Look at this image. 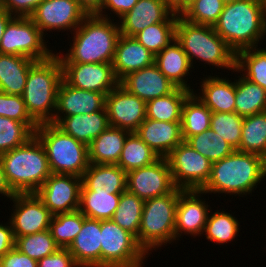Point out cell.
Wrapping results in <instances>:
<instances>
[{
	"label": "cell",
	"mask_w": 266,
	"mask_h": 267,
	"mask_svg": "<svg viewBox=\"0 0 266 267\" xmlns=\"http://www.w3.org/2000/svg\"><path fill=\"white\" fill-rule=\"evenodd\" d=\"M266 177V159L254 153L234 150L229 156L213 162L211 174L201 189L206 194L238 197L251 194Z\"/></svg>",
	"instance_id": "6da1fadb"
},
{
	"label": "cell",
	"mask_w": 266,
	"mask_h": 267,
	"mask_svg": "<svg viewBox=\"0 0 266 267\" xmlns=\"http://www.w3.org/2000/svg\"><path fill=\"white\" fill-rule=\"evenodd\" d=\"M115 19L87 15L72 32L68 53H56L61 63H113L121 35Z\"/></svg>",
	"instance_id": "7a4b0ae2"
},
{
	"label": "cell",
	"mask_w": 266,
	"mask_h": 267,
	"mask_svg": "<svg viewBox=\"0 0 266 267\" xmlns=\"http://www.w3.org/2000/svg\"><path fill=\"white\" fill-rule=\"evenodd\" d=\"M213 28L235 53L258 47L266 39V14L261 0L226 3Z\"/></svg>",
	"instance_id": "3957f363"
},
{
	"label": "cell",
	"mask_w": 266,
	"mask_h": 267,
	"mask_svg": "<svg viewBox=\"0 0 266 267\" xmlns=\"http://www.w3.org/2000/svg\"><path fill=\"white\" fill-rule=\"evenodd\" d=\"M0 159L15 194L36 193L51 175L46 150L36 135L25 144L2 153Z\"/></svg>",
	"instance_id": "277c9868"
},
{
	"label": "cell",
	"mask_w": 266,
	"mask_h": 267,
	"mask_svg": "<svg viewBox=\"0 0 266 267\" xmlns=\"http://www.w3.org/2000/svg\"><path fill=\"white\" fill-rule=\"evenodd\" d=\"M62 79L63 68L57 54L36 61L30 67L22 97L30 116L38 124L53 121Z\"/></svg>",
	"instance_id": "5b68a950"
},
{
	"label": "cell",
	"mask_w": 266,
	"mask_h": 267,
	"mask_svg": "<svg viewBox=\"0 0 266 267\" xmlns=\"http://www.w3.org/2000/svg\"><path fill=\"white\" fill-rule=\"evenodd\" d=\"M175 39L186 53L192 68L196 63L194 60H199L217 69L235 70L236 53L216 33L213 26L189 23L178 16Z\"/></svg>",
	"instance_id": "8992f818"
},
{
	"label": "cell",
	"mask_w": 266,
	"mask_h": 267,
	"mask_svg": "<svg viewBox=\"0 0 266 267\" xmlns=\"http://www.w3.org/2000/svg\"><path fill=\"white\" fill-rule=\"evenodd\" d=\"M181 191L176 187L166 195L145 200L136 240L147 256L160 246L175 242L176 208Z\"/></svg>",
	"instance_id": "52a82bcc"
},
{
	"label": "cell",
	"mask_w": 266,
	"mask_h": 267,
	"mask_svg": "<svg viewBox=\"0 0 266 267\" xmlns=\"http://www.w3.org/2000/svg\"><path fill=\"white\" fill-rule=\"evenodd\" d=\"M35 135L43 144L51 174L82 177L90 165L88 146L53 123L39 124Z\"/></svg>",
	"instance_id": "ba28073f"
},
{
	"label": "cell",
	"mask_w": 266,
	"mask_h": 267,
	"mask_svg": "<svg viewBox=\"0 0 266 267\" xmlns=\"http://www.w3.org/2000/svg\"><path fill=\"white\" fill-rule=\"evenodd\" d=\"M146 255L133 234L112 220H101V267H143Z\"/></svg>",
	"instance_id": "9c48e42d"
},
{
	"label": "cell",
	"mask_w": 266,
	"mask_h": 267,
	"mask_svg": "<svg viewBox=\"0 0 266 267\" xmlns=\"http://www.w3.org/2000/svg\"><path fill=\"white\" fill-rule=\"evenodd\" d=\"M46 35L30 17L14 16L3 32L0 54L24 56L35 61L48 59L55 52L48 48V41L44 40Z\"/></svg>",
	"instance_id": "30bf717a"
},
{
	"label": "cell",
	"mask_w": 266,
	"mask_h": 267,
	"mask_svg": "<svg viewBox=\"0 0 266 267\" xmlns=\"http://www.w3.org/2000/svg\"><path fill=\"white\" fill-rule=\"evenodd\" d=\"M174 185L182 190H201L207 183L212 162L190 147L180 143L166 157Z\"/></svg>",
	"instance_id": "8fae6325"
},
{
	"label": "cell",
	"mask_w": 266,
	"mask_h": 267,
	"mask_svg": "<svg viewBox=\"0 0 266 267\" xmlns=\"http://www.w3.org/2000/svg\"><path fill=\"white\" fill-rule=\"evenodd\" d=\"M175 188L165 157H160L148 166L127 172L126 190L144 201L166 195Z\"/></svg>",
	"instance_id": "7c38bea8"
},
{
	"label": "cell",
	"mask_w": 266,
	"mask_h": 267,
	"mask_svg": "<svg viewBox=\"0 0 266 267\" xmlns=\"http://www.w3.org/2000/svg\"><path fill=\"white\" fill-rule=\"evenodd\" d=\"M10 201L14 203L9 221L15 239L49 230L53 215L36 193L15 194Z\"/></svg>",
	"instance_id": "4fadbf2b"
},
{
	"label": "cell",
	"mask_w": 266,
	"mask_h": 267,
	"mask_svg": "<svg viewBox=\"0 0 266 267\" xmlns=\"http://www.w3.org/2000/svg\"><path fill=\"white\" fill-rule=\"evenodd\" d=\"M86 16L77 0H43L30 18L45 34L58 30L72 33Z\"/></svg>",
	"instance_id": "5bb4252c"
},
{
	"label": "cell",
	"mask_w": 266,
	"mask_h": 267,
	"mask_svg": "<svg viewBox=\"0 0 266 267\" xmlns=\"http://www.w3.org/2000/svg\"><path fill=\"white\" fill-rule=\"evenodd\" d=\"M82 177L51 174L36 192L54 216L79 210Z\"/></svg>",
	"instance_id": "9a60e30c"
},
{
	"label": "cell",
	"mask_w": 266,
	"mask_h": 267,
	"mask_svg": "<svg viewBox=\"0 0 266 267\" xmlns=\"http://www.w3.org/2000/svg\"><path fill=\"white\" fill-rule=\"evenodd\" d=\"M105 107L110 126L130 133L136 132L146 119V102L120 84L105 96Z\"/></svg>",
	"instance_id": "2e32d148"
},
{
	"label": "cell",
	"mask_w": 266,
	"mask_h": 267,
	"mask_svg": "<svg viewBox=\"0 0 266 267\" xmlns=\"http://www.w3.org/2000/svg\"><path fill=\"white\" fill-rule=\"evenodd\" d=\"M61 64L63 79L75 88L101 92L106 96L119 84L112 63Z\"/></svg>",
	"instance_id": "e0dca14e"
},
{
	"label": "cell",
	"mask_w": 266,
	"mask_h": 267,
	"mask_svg": "<svg viewBox=\"0 0 266 267\" xmlns=\"http://www.w3.org/2000/svg\"><path fill=\"white\" fill-rule=\"evenodd\" d=\"M201 190H182L179 193L176 208L175 241L186 234L187 236H201L211 208L201 197ZM206 202V203H205Z\"/></svg>",
	"instance_id": "ac0fdd59"
},
{
	"label": "cell",
	"mask_w": 266,
	"mask_h": 267,
	"mask_svg": "<svg viewBox=\"0 0 266 267\" xmlns=\"http://www.w3.org/2000/svg\"><path fill=\"white\" fill-rule=\"evenodd\" d=\"M178 16L163 0H138L130 11L119 18V30L121 35L134 37L150 25L177 22Z\"/></svg>",
	"instance_id": "d6986e66"
},
{
	"label": "cell",
	"mask_w": 266,
	"mask_h": 267,
	"mask_svg": "<svg viewBox=\"0 0 266 267\" xmlns=\"http://www.w3.org/2000/svg\"><path fill=\"white\" fill-rule=\"evenodd\" d=\"M104 107L103 93L75 88L62 79L57 91L55 115L51 123L55 124L62 117L100 111Z\"/></svg>",
	"instance_id": "ffe728a7"
},
{
	"label": "cell",
	"mask_w": 266,
	"mask_h": 267,
	"mask_svg": "<svg viewBox=\"0 0 266 267\" xmlns=\"http://www.w3.org/2000/svg\"><path fill=\"white\" fill-rule=\"evenodd\" d=\"M119 84L146 103L167 95L176 88L155 63L127 74Z\"/></svg>",
	"instance_id": "44dd1931"
},
{
	"label": "cell",
	"mask_w": 266,
	"mask_h": 267,
	"mask_svg": "<svg viewBox=\"0 0 266 267\" xmlns=\"http://www.w3.org/2000/svg\"><path fill=\"white\" fill-rule=\"evenodd\" d=\"M159 157H166L184 140L181 122L145 119L135 132Z\"/></svg>",
	"instance_id": "7402d4cb"
},
{
	"label": "cell",
	"mask_w": 266,
	"mask_h": 267,
	"mask_svg": "<svg viewBox=\"0 0 266 267\" xmlns=\"http://www.w3.org/2000/svg\"><path fill=\"white\" fill-rule=\"evenodd\" d=\"M67 249L79 267H101V220L84 215L82 229Z\"/></svg>",
	"instance_id": "603a6c76"
},
{
	"label": "cell",
	"mask_w": 266,
	"mask_h": 267,
	"mask_svg": "<svg viewBox=\"0 0 266 267\" xmlns=\"http://www.w3.org/2000/svg\"><path fill=\"white\" fill-rule=\"evenodd\" d=\"M154 63L155 55L134 37L119 36L112 63L115 76L119 81L127 74L151 66Z\"/></svg>",
	"instance_id": "cb8c5ba5"
},
{
	"label": "cell",
	"mask_w": 266,
	"mask_h": 267,
	"mask_svg": "<svg viewBox=\"0 0 266 267\" xmlns=\"http://www.w3.org/2000/svg\"><path fill=\"white\" fill-rule=\"evenodd\" d=\"M200 92L195 95L212 111V113L235 112L236 85L234 81L218 75L207 76L201 79ZM198 93V94H197Z\"/></svg>",
	"instance_id": "d4e9b609"
},
{
	"label": "cell",
	"mask_w": 266,
	"mask_h": 267,
	"mask_svg": "<svg viewBox=\"0 0 266 267\" xmlns=\"http://www.w3.org/2000/svg\"><path fill=\"white\" fill-rule=\"evenodd\" d=\"M127 173L117 164H91L82 176L81 191L122 194Z\"/></svg>",
	"instance_id": "484cf974"
},
{
	"label": "cell",
	"mask_w": 266,
	"mask_h": 267,
	"mask_svg": "<svg viewBox=\"0 0 266 267\" xmlns=\"http://www.w3.org/2000/svg\"><path fill=\"white\" fill-rule=\"evenodd\" d=\"M55 125L87 146L110 126L106 107L90 114L62 117Z\"/></svg>",
	"instance_id": "4316f807"
},
{
	"label": "cell",
	"mask_w": 266,
	"mask_h": 267,
	"mask_svg": "<svg viewBox=\"0 0 266 267\" xmlns=\"http://www.w3.org/2000/svg\"><path fill=\"white\" fill-rule=\"evenodd\" d=\"M155 64L174 86L194 92L186 77L194 70H191L188 57L176 39L155 56Z\"/></svg>",
	"instance_id": "83f0119b"
},
{
	"label": "cell",
	"mask_w": 266,
	"mask_h": 267,
	"mask_svg": "<svg viewBox=\"0 0 266 267\" xmlns=\"http://www.w3.org/2000/svg\"><path fill=\"white\" fill-rule=\"evenodd\" d=\"M130 132L109 126L88 145L91 164H118L127 135Z\"/></svg>",
	"instance_id": "f1b7e54d"
},
{
	"label": "cell",
	"mask_w": 266,
	"mask_h": 267,
	"mask_svg": "<svg viewBox=\"0 0 266 267\" xmlns=\"http://www.w3.org/2000/svg\"><path fill=\"white\" fill-rule=\"evenodd\" d=\"M35 62L24 56L0 54V91L22 96L28 72Z\"/></svg>",
	"instance_id": "f546056e"
},
{
	"label": "cell",
	"mask_w": 266,
	"mask_h": 267,
	"mask_svg": "<svg viewBox=\"0 0 266 267\" xmlns=\"http://www.w3.org/2000/svg\"><path fill=\"white\" fill-rule=\"evenodd\" d=\"M191 93L176 87L171 93L148 101L146 118L162 122H181L183 104Z\"/></svg>",
	"instance_id": "4dcf8cb0"
},
{
	"label": "cell",
	"mask_w": 266,
	"mask_h": 267,
	"mask_svg": "<svg viewBox=\"0 0 266 267\" xmlns=\"http://www.w3.org/2000/svg\"><path fill=\"white\" fill-rule=\"evenodd\" d=\"M212 111L192 92L185 100L182 108V138L202 133L210 128Z\"/></svg>",
	"instance_id": "1f68e13d"
},
{
	"label": "cell",
	"mask_w": 266,
	"mask_h": 267,
	"mask_svg": "<svg viewBox=\"0 0 266 267\" xmlns=\"http://www.w3.org/2000/svg\"><path fill=\"white\" fill-rule=\"evenodd\" d=\"M240 76L235 80V112L246 117L266 111V90L244 78L241 73Z\"/></svg>",
	"instance_id": "d6a6232c"
},
{
	"label": "cell",
	"mask_w": 266,
	"mask_h": 267,
	"mask_svg": "<svg viewBox=\"0 0 266 267\" xmlns=\"http://www.w3.org/2000/svg\"><path fill=\"white\" fill-rule=\"evenodd\" d=\"M237 150L254 153L266 159V111L244 117Z\"/></svg>",
	"instance_id": "836d02e7"
},
{
	"label": "cell",
	"mask_w": 266,
	"mask_h": 267,
	"mask_svg": "<svg viewBox=\"0 0 266 267\" xmlns=\"http://www.w3.org/2000/svg\"><path fill=\"white\" fill-rule=\"evenodd\" d=\"M248 48L236 53L235 70L266 90V47Z\"/></svg>",
	"instance_id": "e575fe53"
},
{
	"label": "cell",
	"mask_w": 266,
	"mask_h": 267,
	"mask_svg": "<svg viewBox=\"0 0 266 267\" xmlns=\"http://www.w3.org/2000/svg\"><path fill=\"white\" fill-rule=\"evenodd\" d=\"M159 158L135 132H131L126 137L117 165L127 173L131 170L148 166Z\"/></svg>",
	"instance_id": "d590c367"
},
{
	"label": "cell",
	"mask_w": 266,
	"mask_h": 267,
	"mask_svg": "<svg viewBox=\"0 0 266 267\" xmlns=\"http://www.w3.org/2000/svg\"><path fill=\"white\" fill-rule=\"evenodd\" d=\"M121 194L80 191L79 211L96 220H111L119 205Z\"/></svg>",
	"instance_id": "8d00e7d4"
},
{
	"label": "cell",
	"mask_w": 266,
	"mask_h": 267,
	"mask_svg": "<svg viewBox=\"0 0 266 267\" xmlns=\"http://www.w3.org/2000/svg\"><path fill=\"white\" fill-rule=\"evenodd\" d=\"M217 210L209 212L203 236L206 239L219 245H224L235 240L239 234L240 222L232 214ZM211 213V214H210Z\"/></svg>",
	"instance_id": "74e56055"
},
{
	"label": "cell",
	"mask_w": 266,
	"mask_h": 267,
	"mask_svg": "<svg viewBox=\"0 0 266 267\" xmlns=\"http://www.w3.org/2000/svg\"><path fill=\"white\" fill-rule=\"evenodd\" d=\"M144 202L145 201L137 195L127 190L124 191L120 195L119 205L111 220L137 237L140 229Z\"/></svg>",
	"instance_id": "f35d334b"
},
{
	"label": "cell",
	"mask_w": 266,
	"mask_h": 267,
	"mask_svg": "<svg viewBox=\"0 0 266 267\" xmlns=\"http://www.w3.org/2000/svg\"><path fill=\"white\" fill-rule=\"evenodd\" d=\"M84 214L79 210L52 216L50 232L59 248H68L82 229Z\"/></svg>",
	"instance_id": "ab89813d"
},
{
	"label": "cell",
	"mask_w": 266,
	"mask_h": 267,
	"mask_svg": "<svg viewBox=\"0 0 266 267\" xmlns=\"http://www.w3.org/2000/svg\"><path fill=\"white\" fill-rule=\"evenodd\" d=\"M185 142L212 163L229 156L235 150L211 128L189 137Z\"/></svg>",
	"instance_id": "60d3db41"
},
{
	"label": "cell",
	"mask_w": 266,
	"mask_h": 267,
	"mask_svg": "<svg viewBox=\"0 0 266 267\" xmlns=\"http://www.w3.org/2000/svg\"><path fill=\"white\" fill-rule=\"evenodd\" d=\"M177 22H161L146 27L134 38L153 55H157L175 39Z\"/></svg>",
	"instance_id": "b9f144b4"
},
{
	"label": "cell",
	"mask_w": 266,
	"mask_h": 267,
	"mask_svg": "<svg viewBox=\"0 0 266 267\" xmlns=\"http://www.w3.org/2000/svg\"><path fill=\"white\" fill-rule=\"evenodd\" d=\"M243 121L244 117L236 112H216L211 115L210 128L237 150L240 146Z\"/></svg>",
	"instance_id": "7bdbcfd3"
},
{
	"label": "cell",
	"mask_w": 266,
	"mask_h": 267,
	"mask_svg": "<svg viewBox=\"0 0 266 267\" xmlns=\"http://www.w3.org/2000/svg\"><path fill=\"white\" fill-rule=\"evenodd\" d=\"M15 247L21 253L28 255L36 261L51 255L59 248L50 230L17 237L15 239Z\"/></svg>",
	"instance_id": "ee69618b"
},
{
	"label": "cell",
	"mask_w": 266,
	"mask_h": 267,
	"mask_svg": "<svg viewBox=\"0 0 266 267\" xmlns=\"http://www.w3.org/2000/svg\"><path fill=\"white\" fill-rule=\"evenodd\" d=\"M34 135L24 122L0 116V155L25 144Z\"/></svg>",
	"instance_id": "f6af8a7d"
},
{
	"label": "cell",
	"mask_w": 266,
	"mask_h": 267,
	"mask_svg": "<svg viewBox=\"0 0 266 267\" xmlns=\"http://www.w3.org/2000/svg\"><path fill=\"white\" fill-rule=\"evenodd\" d=\"M224 5L223 0H196L183 12L181 17L189 23L214 26Z\"/></svg>",
	"instance_id": "bcb514c9"
},
{
	"label": "cell",
	"mask_w": 266,
	"mask_h": 267,
	"mask_svg": "<svg viewBox=\"0 0 266 267\" xmlns=\"http://www.w3.org/2000/svg\"><path fill=\"white\" fill-rule=\"evenodd\" d=\"M0 116L24 122L34 133L38 123L30 116L23 97L0 91Z\"/></svg>",
	"instance_id": "7dc6e473"
},
{
	"label": "cell",
	"mask_w": 266,
	"mask_h": 267,
	"mask_svg": "<svg viewBox=\"0 0 266 267\" xmlns=\"http://www.w3.org/2000/svg\"><path fill=\"white\" fill-rule=\"evenodd\" d=\"M43 0H0L3 7L10 15L30 17Z\"/></svg>",
	"instance_id": "c3c4849f"
},
{
	"label": "cell",
	"mask_w": 266,
	"mask_h": 267,
	"mask_svg": "<svg viewBox=\"0 0 266 267\" xmlns=\"http://www.w3.org/2000/svg\"><path fill=\"white\" fill-rule=\"evenodd\" d=\"M37 267H79L67 248H58L54 253L37 261Z\"/></svg>",
	"instance_id": "681fc988"
},
{
	"label": "cell",
	"mask_w": 266,
	"mask_h": 267,
	"mask_svg": "<svg viewBox=\"0 0 266 267\" xmlns=\"http://www.w3.org/2000/svg\"><path fill=\"white\" fill-rule=\"evenodd\" d=\"M137 2L138 0H103L101 9L95 15H98L103 18H111L113 17V15H110L114 14V16L116 15V17H118L119 19L125 13L130 11ZM107 9L110 13L106 11ZM106 13H108L109 16Z\"/></svg>",
	"instance_id": "f907efd6"
},
{
	"label": "cell",
	"mask_w": 266,
	"mask_h": 267,
	"mask_svg": "<svg viewBox=\"0 0 266 267\" xmlns=\"http://www.w3.org/2000/svg\"><path fill=\"white\" fill-rule=\"evenodd\" d=\"M1 267H37V261L21 253L16 247L0 258Z\"/></svg>",
	"instance_id": "816d5d0a"
},
{
	"label": "cell",
	"mask_w": 266,
	"mask_h": 267,
	"mask_svg": "<svg viewBox=\"0 0 266 267\" xmlns=\"http://www.w3.org/2000/svg\"><path fill=\"white\" fill-rule=\"evenodd\" d=\"M15 247V238L10 221L0 223V258Z\"/></svg>",
	"instance_id": "f5cc1de1"
},
{
	"label": "cell",
	"mask_w": 266,
	"mask_h": 267,
	"mask_svg": "<svg viewBox=\"0 0 266 267\" xmlns=\"http://www.w3.org/2000/svg\"><path fill=\"white\" fill-rule=\"evenodd\" d=\"M80 7L87 15L96 14L100 9L103 0H77Z\"/></svg>",
	"instance_id": "db71d44e"
},
{
	"label": "cell",
	"mask_w": 266,
	"mask_h": 267,
	"mask_svg": "<svg viewBox=\"0 0 266 267\" xmlns=\"http://www.w3.org/2000/svg\"><path fill=\"white\" fill-rule=\"evenodd\" d=\"M0 194L5 198H8L9 200L15 195V193L10 188L4 170L3 165L0 159Z\"/></svg>",
	"instance_id": "11a10c76"
},
{
	"label": "cell",
	"mask_w": 266,
	"mask_h": 267,
	"mask_svg": "<svg viewBox=\"0 0 266 267\" xmlns=\"http://www.w3.org/2000/svg\"><path fill=\"white\" fill-rule=\"evenodd\" d=\"M166 6L179 16L188 8V0H163Z\"/></svg>",
	"instance_id": "9f6ffc18"
},
{
	"label": "cell",
	"mask_w": 266,
	"mask_h": 267,
	"mask_svg": "<svg viewBox=\"0 0 266 267\" xmlns=\"http://www.w3.org/2000/svg\"><path fill=\"white\" fill-rule=\"evenodd\" d=\"M14 16L10 15L3 7L0 8V41L2 39L3 32L7 26V23L13 18Z\"/></svg>",
	"instance_id": "6f0895ef"
},
{
	"label": "cell",
	"mask_w": 266,
	"mask_h": 267,
	"mask_svg": "<svg viewBox=\"0 0 266 267\" xmlns=\"http://www.w3.org/2000/svg\"><path fill=\"white\" fill-rule=\"evenodd\" d=\"M261 3H262V6H263V9H264V12L266 14V0H261Z\"/></svg>",
	"instance_id": "680465c9"
},
{
	"label": "cell",
	"mask_w": 266,
	"mask_h": 267,
	"mask_svg": "<svg viewBox=\"0 0 266 267\" xmlns=\"http://www.w3.org/2000/svg\"><path fill=\"white\" fill-rule=\"evenodd\" d=\"M234 1H237V0H223V2L226 4V3H231V2H234Z\"/></svg>",
	"instance_id": "91938a15"
},
{
	"label": "cell",
	"mask_w": 266,
	"mask_h": 267,
	"mask_svg": "<svg viewBox=\"0 0 266 267\" xmlns=\"http://www.w3.org/2000/svg\"><path fill=\"white\" fill-rule=\"evenodd\" d=\"M196 0H188V7Z\"/></svg>",
	"instance_id": "94428289"
}]
</instances>
